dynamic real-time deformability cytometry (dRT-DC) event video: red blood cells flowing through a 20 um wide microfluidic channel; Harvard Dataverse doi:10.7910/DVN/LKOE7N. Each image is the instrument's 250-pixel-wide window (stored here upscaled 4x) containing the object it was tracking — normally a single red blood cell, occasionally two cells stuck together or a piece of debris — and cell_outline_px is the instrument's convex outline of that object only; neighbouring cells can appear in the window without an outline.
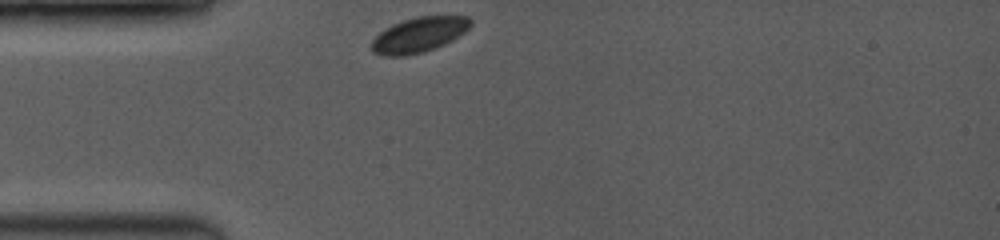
{"species": "common noctule bat (a hibernating species)", "species_latin": "Nyctalus noctula", "temperature_condition": "room temperature", "stored_images_in_passage": 29, "camera_frame_rate_fps": 3500, "um_per_image_px": 0.085, "animal": {"sex": "female", "body_mass_g": 19.0, "forearm_length_mm": 53.3}, "frame": {"image": 1, "passage_image": 1, "time_ms": 0.0, "image_size_px": [1000, 240], "cell_outline_px": [[472, 24], [464, 32], [452, 40], [436, 48], [424, 52], [408, 56], [384, 56], [372, 52], [372, 40], [380, 32], [392, 24], [416, 16], [468, 16], [472, 20]], "centroid_in_image_um": [35.61, 2.96], "position_along_channel_um": 49.4, "area_um2": 20.29}}
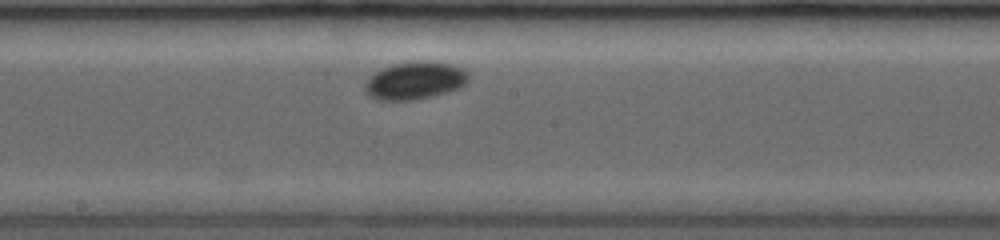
{"frame": {"image": 2, "passage_image": 14, "time_ms": 4.571, "image_size_px": [1000, 240], "cell_outline_px": [[468, 80], [460, 88], [432, 96], [412, 100], [376, 100], [364, 88], [364, 84], [376, 72], [392, 64], [420, 60], [452, 64], [468, 72]], "centroid_in_image_um": [35.29, 6.84], "position_along_channel_um": 212.9, "area_um2": 22.43}}
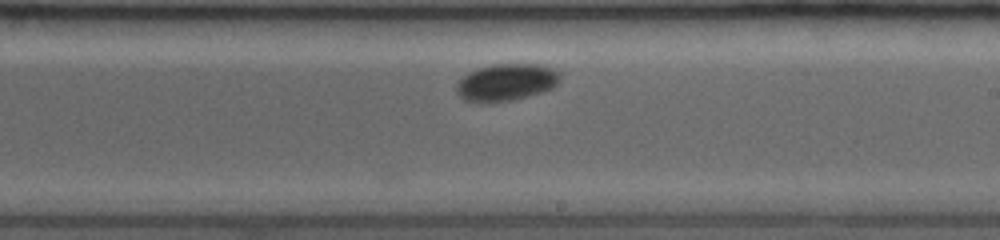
{"frame": {"image": 3, "passage_image": 17, "time_ms": 5.429, "image_size_px": [1000, 240], "cell_outline_px": [[560, 80], [552, 88], [540, 92], [512, 100], [484, 104], [480, 104], [464, 100], [456, 92], [456, 84], [468, 72], [476, 68], [492, 64], [536, 64], [556, 68], [560, 72]], "centroid_in_image_um": [43.01, 7.0], "position_along_channel_um": 246.0, "area_um2": 22.72}}